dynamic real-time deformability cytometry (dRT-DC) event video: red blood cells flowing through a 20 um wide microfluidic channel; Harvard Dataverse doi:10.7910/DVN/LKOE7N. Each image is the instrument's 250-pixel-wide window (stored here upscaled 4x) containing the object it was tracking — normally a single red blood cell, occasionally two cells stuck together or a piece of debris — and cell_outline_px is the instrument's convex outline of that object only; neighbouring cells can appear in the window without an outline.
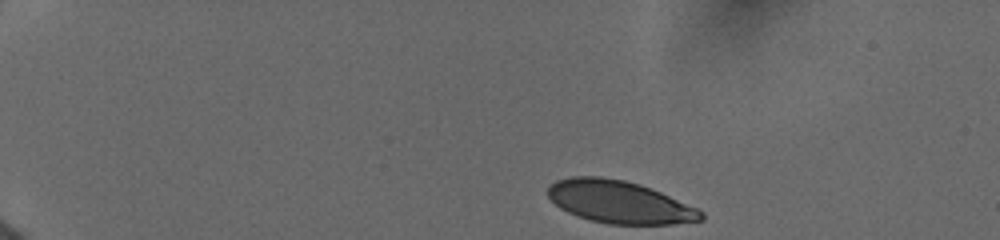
{"species": "human", "species_latin": "Homo sapiens", "temperature_condition": "cold", "stored_images_in_passage": 8, "camera_frame_rate_fps": 3000, "um_per_image_px": 0.085, "donor": {"sex": "female"}, "frame": {"image": 1, "passage_image": 1, "time_ms": 0.0, "image_size_px": [1000, 240], "cell_outline_px": [[704, 220], [672, 224], [608, 224], [592, 220], [568, 212], [560, 208], [548, 196], [548, 188], [556, 180], [572, 176], [600, 176], [624, 180], [640, 184], [652, 188], [696, 208], [704, 212]], "centroid_in_image_um": [52.66, 17.16], "position_along_channel_um": 32.3, "area_um2": 37.74}}
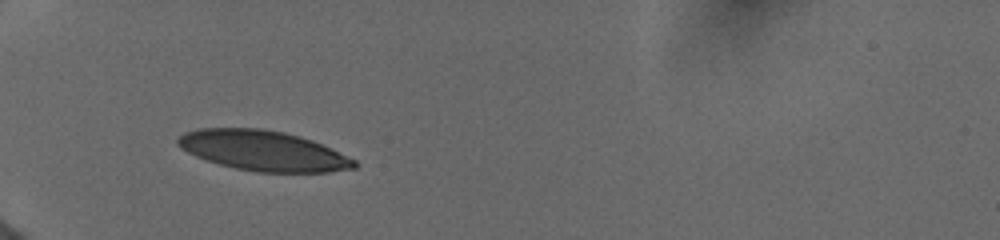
{"frame": {"image": 2, "passage_image": 5, "time_ms": 3.0, "image_size_px": [1000, 240], "cell_outline_px": [[356, 168], [328, 172], [256, 172], [236, 168], [220, 164], [196, 156], [180, 148], [176, 144], [176, 140], [184, 132], [196, 128], [260, 128], [284, 132], [300, 136], [312, 140], [356, 160]], "centroid_in_image_um": [22.34, 12.8], "position_along_channel_um": 62.7, "area_um2": 41.15}}
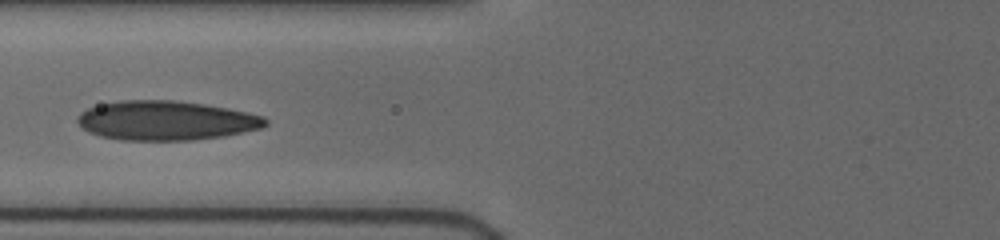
{"frame": {"image": 3, "passage_image": 7, "time_ms": 4.667, "image_size_px": [1000, 240], "cell_outline_px": [[268, 124], [260, 128], [224, 136], [192, 140], [120, 140], [100, 136], [88, 132], [76, 120], [76, 116], [80, 112], [88, 108], [100, 104], [120, 100], [172, 100], [204, 104], [248, 112], [264, 116], [268, 120]], "centroid_in_image_um": [14.09, 10.24], "position_along_channel_um": 111.7, "area_um2": 43.18}}